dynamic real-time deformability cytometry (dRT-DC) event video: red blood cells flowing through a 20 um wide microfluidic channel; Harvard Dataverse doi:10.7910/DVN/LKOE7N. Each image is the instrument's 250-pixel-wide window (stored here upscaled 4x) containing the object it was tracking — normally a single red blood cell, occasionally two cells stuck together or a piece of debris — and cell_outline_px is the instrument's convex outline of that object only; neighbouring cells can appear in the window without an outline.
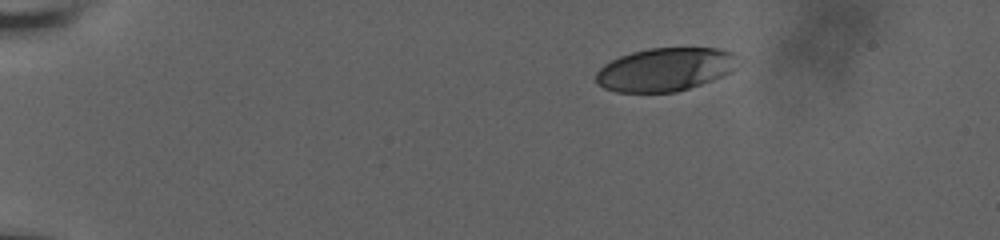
{"species": "human", "species_latin": "Homo sapiens", "temperature_condition": "room temperature", "stored_images_in_passage": 74, "camera_frame_rate_fps": 3000, "um_per_image_px": 0.085, "donor": {"sex": "male"}, "frame": {"image": 1, "passage_image": 1, "time_ms": 0.0, "image_size_px": [1000, 240], "cell_outline_px": [[744, 60], [732, 72], [724, 76], [676, 92], [616, 92], [604, 88], [596, 84], [596, 72], [604, 64], [620, 56], [632, 52], [648, 48], [720, 48], [736, 52]], "centroid_in_image_um": [56.63, 5.89], "position_along_channel_um": 28.4, "area_um2": 36.47}}
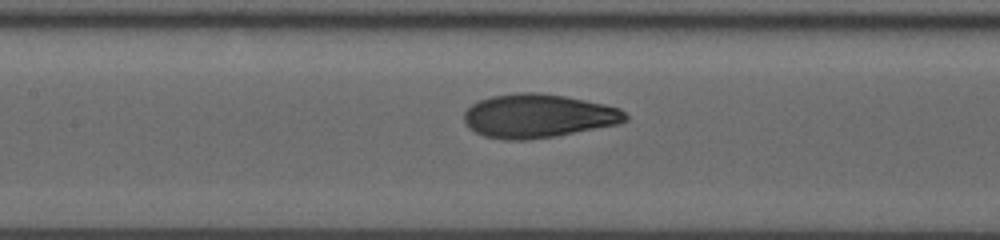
{"frame": {"image": 2, "passage_image": 40, "time_ms": 6.333, "image_size_px": [1000, 240], "cell_outline_px": [[628, 120], [616, 124], [556, 136], [528, 140], [504, 140], [484, 136], [468, 128], [464, 124], [464, 112], [472, 104], [480, 100], [492, 96], [520, 92], [540, 92], [564, 96], [604, 104], [620, 108], [628, 116]], "centroid_in_image_um": [45.71, 9.86], "position_along_channel_um": 161.7, "area_um2": 41.1}}
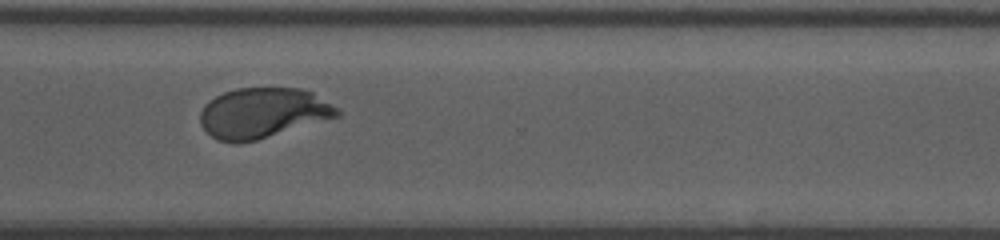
{"frame": {"image": 3, "passage_image": 73, "time_ms": 11.333, "image_size_px": [1000, 240], "cell_outline_px": [[340, 116], [256, 140], [236, 144], [232, 144], [216, 140], [200, 124], [200, 112], [204, 104], [208, 100], [224, 92], [236, 88], [300, 88], [312, 92], [332, 104], [340, 112]], "centroid_in_image_um": [22.3, 9.61], "position_along_channel_um": 348.3, "area_um2": 40.17}}